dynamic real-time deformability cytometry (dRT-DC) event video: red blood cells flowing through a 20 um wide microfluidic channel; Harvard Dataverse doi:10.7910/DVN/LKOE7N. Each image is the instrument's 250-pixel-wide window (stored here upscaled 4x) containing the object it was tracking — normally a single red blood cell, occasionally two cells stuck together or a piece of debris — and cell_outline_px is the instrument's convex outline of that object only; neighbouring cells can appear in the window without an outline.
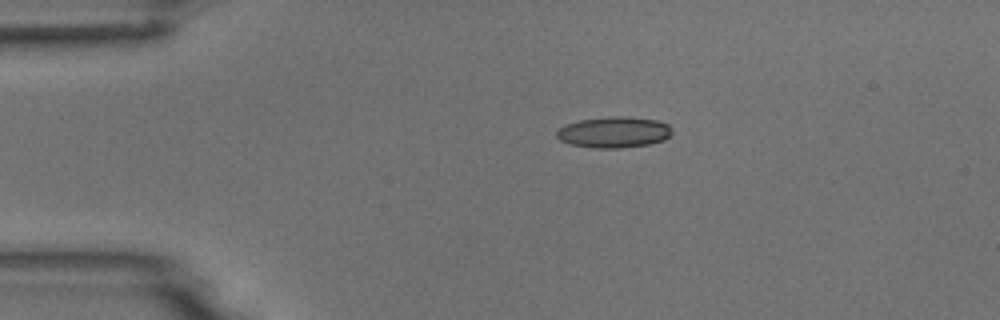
{"species": "common noctule bat (a hibernating species)", "species_latin": "Nyctalus noctula", "temperature_condition": "room temperature", "stored_images_in_passage": 5, "camera_frame_rate_fps": 3000, "um_per_image_px": 0.085, "animal": {"sex": "male", "body_mass_g": 18.8}, "frame": {"image": 1, "passage_image": 3, "time_ms": 2.333, "image_size_px": [1000, 320], "cell_outline_px": [[672, 132], [664, 140], [648, 144], [620, 148], [596, 148], [568, 144], [560, 140], [556, 136], [556, 132], [560, 128], [568, 124], [580, 120], [608, 116], [628, 116], [656, 120], [668, 124], [672, 128]], "centroid_in_image_um": [52.19, 11.23], "position_along_channel_um": 32.8, "area_um2": 20.87}}